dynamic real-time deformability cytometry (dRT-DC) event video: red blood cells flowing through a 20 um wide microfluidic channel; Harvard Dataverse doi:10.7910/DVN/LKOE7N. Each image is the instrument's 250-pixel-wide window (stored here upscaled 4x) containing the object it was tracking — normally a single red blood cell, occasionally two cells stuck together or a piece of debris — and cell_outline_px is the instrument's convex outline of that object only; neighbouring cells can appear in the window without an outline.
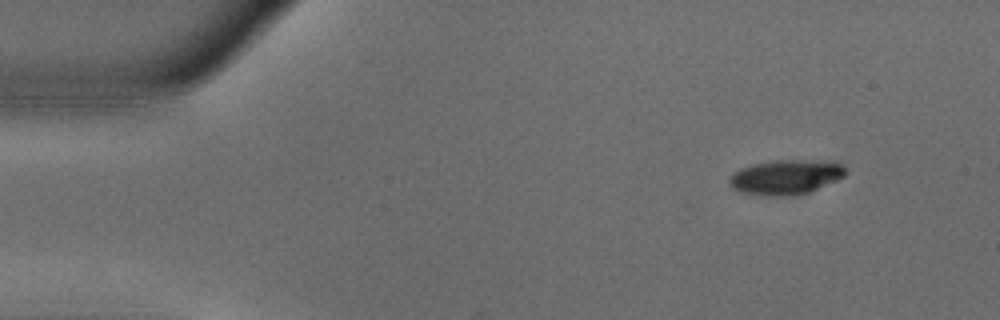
{"species": "common noctule bat (a hibernating species)", "species_latin": "Nyctalus noctula", "temperature_condition": "warm", "stored_images_in_passage": 49, "camera_frame_rate_fps": 3000, "um_per_image_px": 0.085, "animal": {"sex": "male", "body_mass_g": 18.8}, "frame": {"image": 1, "passage_image": 1, "time_ms": 0.0, "image_size_px": [1000, 320], "cell_outline_px": [[848, 172], [844, 176], [836, 180], [808, 192], [796, 196], [764, 196], [740, 192], [732, 188], [728, 184], [728, 180], [740, 168], [752, 164], [776, 160], [836, 160]], "centroid_in_image_um": [66.8, 15.05], "position_along_channel_um": 18.2, "area_um2": 23.76}}
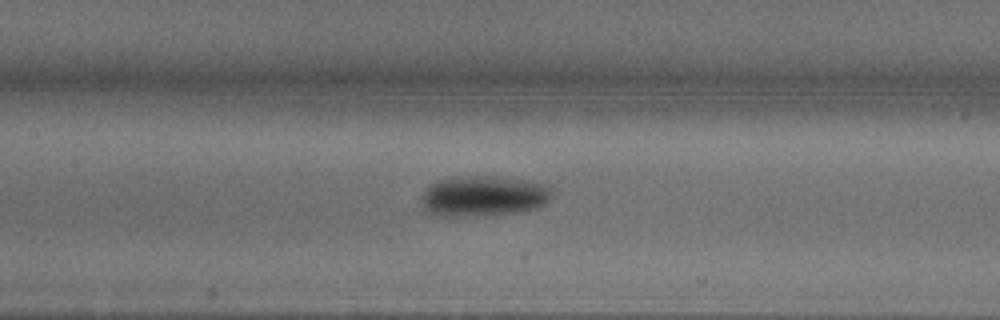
{"frame": {"image": 2, "passage_image": 20, "time_ms": 6.333, "image_size_px": [1000, 320], "cell_outline_px": [[552, 196], [544, 204], [536, 208], [516, 212], [484, 216], [440, 216], [428, 212], [420, 204], [420, 200], [424, 188], [436, 180], [472, 176], [496, 176], [536, 180], [548, 184], [552, 188]], "centroid_in_image_um": [41.12, 16.65], "position_along_channel_um": 166.3, "area_um2": 31.56}}
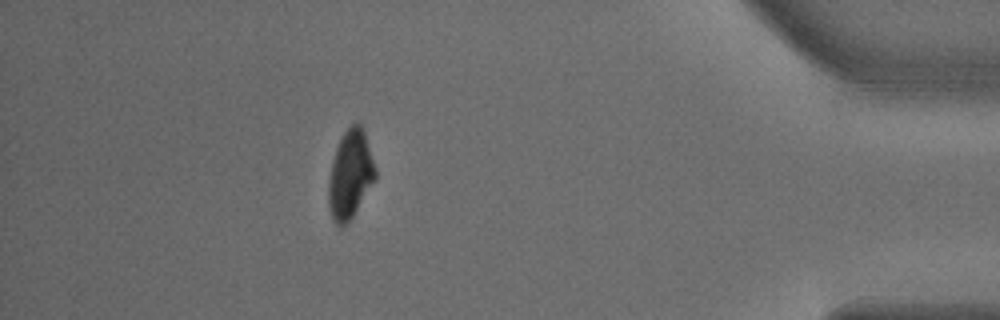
{"frame": {"image": 3, "passage_image": 43, "time_ms": 14.0, "image_size_px": [1000, 320], "cell_outline_px": [[376, 180], [352, 216], [340, 228], [332, 220], [328, 204], [328, 184], [332, 164], [336, 148], [344, 132], [356, 120], [360, 124], [364, 132], [376, 168]], "centroid_in_image_um": [29.77, 14.84], "position_along_channel_um": 405.4, "area_um2": 23.87}, "authors_computed_cell_mechanics": {"area_um2": 26.4146, "velocity_mm_per_s": 3.7591, "shape_relaxation_time_tau1_ms": 4.1453, "shape_relaxation_time_tau2_ms": null, "deformation_change_tau1": 0.1692, "deformation_change_tau2": null}}